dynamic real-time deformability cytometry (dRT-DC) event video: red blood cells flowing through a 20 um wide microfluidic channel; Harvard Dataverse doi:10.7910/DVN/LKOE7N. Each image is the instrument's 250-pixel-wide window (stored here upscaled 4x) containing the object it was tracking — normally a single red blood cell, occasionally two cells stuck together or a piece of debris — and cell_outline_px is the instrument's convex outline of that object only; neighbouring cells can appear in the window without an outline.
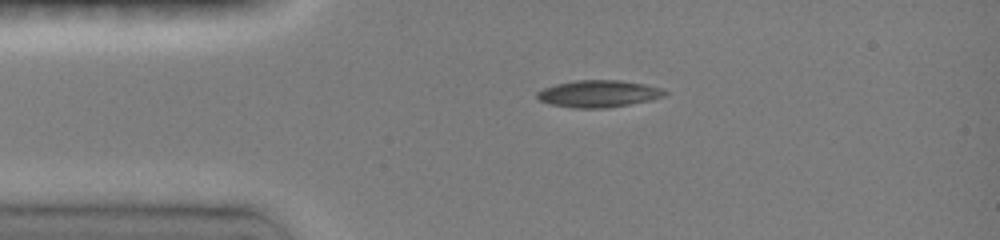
{"species": "common noctule bat (a hibernating species)", "species_latin": "Nyctalus noctula", "temperature_condition": "room temperature", "stored_images_in_passage": 9, "camera_frame_rate_fps": 3000, "um_per_image_px": 0.085, "animal": {"sex": "female", "body_mass_g": 19.0, "forearm_length_mm": 51.5}, "frame": {"image": 1, "passage_image": 1, "time_ms": 0.0, "image_size_px": [1000, 240], "cell_outline_px": [[668, 92], [664, 96], [652, 100], [608, 108], [576, 108], [552, 104], [540, 100], [536, 96], [536, 92], [544, 88], [556, 84], [576, 80], [620, 80], [644, 84], [664, 88]], "centroid_in_image_um": [50.92, 7.96], "position_along_channel_um": 34.1, "area_um2": 20.11}}
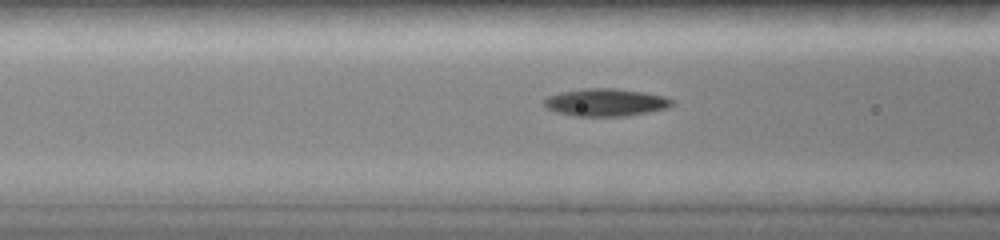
{"frame": {"image": 2, "passage_image": 8, "time_ms": 2.667, "image_size_px": [1000, 240], "cell_outline_px": [[672, 104], [668, 108], [648, 112], [624, 116], [576, 116], [556, 112], [548, 108], [544, 104], [544, 100], [548, 96], [560, 92], [584, 88], [612, 88], [644, 92], [664, 96], [672, 100]], "centroid_in_image_um": [51.47, 8.7], "position_along_channel_um": 115.1, "area_um2": 20.4}}